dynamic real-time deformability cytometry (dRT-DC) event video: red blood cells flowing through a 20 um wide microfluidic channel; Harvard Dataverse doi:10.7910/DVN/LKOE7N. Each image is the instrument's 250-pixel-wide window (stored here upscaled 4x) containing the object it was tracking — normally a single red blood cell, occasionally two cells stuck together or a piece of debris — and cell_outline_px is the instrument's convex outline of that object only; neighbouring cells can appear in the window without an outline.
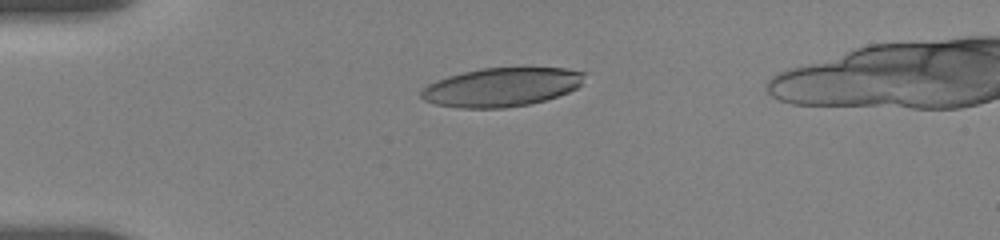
{"species": "human", "species_latin": "Homo sapiens", "temperature_condition": "room temperature", "stored_images_in_passage": 3, "camera_frame_rate_fps": 3000, "um_per_image_px": 0.085, "donor": {"sex": "female"}, "frame": {"image": 1, "passage_image": 1, "time_ms": 0.0, "image_size_px": [1000, 240], "cell_outline_px": [[588, 72], [580, 84], [576, 88], [568, 92], [544, 100], [528, 104], [504, 108], [460, 108], [436, 104], [424, 100], [420, 96], [420, 92], [428, 84], [436, 80], [448, 76], [480, 68], [564, 68]], "centroid_in_image_um": [42.63, 7.4], "position_along_channel_um": 42.4, "area_um2": 36.76}}